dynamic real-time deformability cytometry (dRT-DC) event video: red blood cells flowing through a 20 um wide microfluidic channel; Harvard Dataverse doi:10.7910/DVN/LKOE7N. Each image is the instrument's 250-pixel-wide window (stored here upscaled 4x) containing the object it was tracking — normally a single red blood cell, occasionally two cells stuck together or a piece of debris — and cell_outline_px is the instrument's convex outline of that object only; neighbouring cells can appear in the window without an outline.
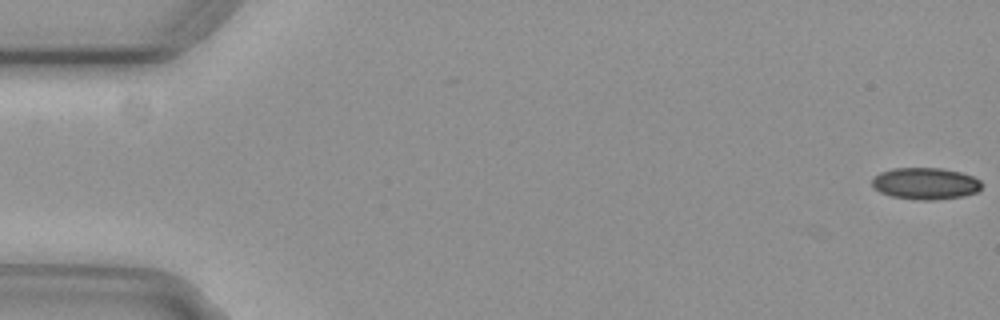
{"species": "common noctule bat (a hibernating species)", "species_latin": "Nyctalus noctula", "temperature_condition": "cold", "stored_images_in_passage": 7, "camera_frame_rate_fps": 3000, "um_per_image_px": 0.085, "animal": {"sex": "female", "body_mass_g": 29.2, "forearm_length_mm": 56.3}, "frame": {"image": 1, "passage_image": 1, "time_ms": 0.0, "image_size_px": [1000, 320], "cell_outline_px": [[980, 188], [976, 192], [964, 196], [932, 200], [920, 200], [892, 196], [880, 192], [872, 188], [872, 176], [880, 172], [892, 168], [940, 168], [960, 172], [972, 176], [980, 180]], "centroid_in_image_um": [78.61, 15.59], "position_along_channel_um": 6.4, "area_um2": 20.29}}